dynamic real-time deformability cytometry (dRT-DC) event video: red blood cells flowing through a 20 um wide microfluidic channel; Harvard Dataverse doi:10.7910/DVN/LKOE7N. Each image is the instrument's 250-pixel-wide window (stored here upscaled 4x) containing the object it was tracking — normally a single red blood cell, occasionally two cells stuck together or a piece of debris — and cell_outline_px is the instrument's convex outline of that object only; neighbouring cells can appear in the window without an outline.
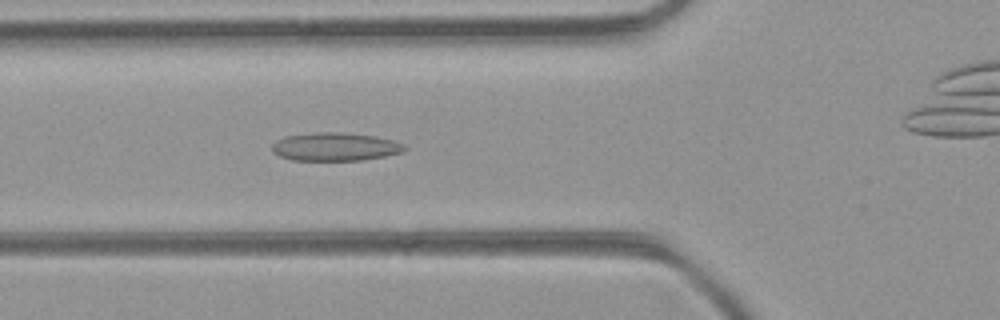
{"species": "common noctule bat (a hibernating species)", "species_latin": "Nyctalus noctula", "temperature_condition": "room temperature", "stored_images_in_passage": 35, "camera_frame_rate_fps": 3000, "um_per_image_px": 0.085, "animal": {"sex": "female", "body_mass_g": 21.9}, "frame": {"image": 1, "passage_image": 4, "time_ms": 1.0, "image_size_px": [1000, 320], "cell_outline_px": [[408, 148], [404, 152], [364, 160], [292, 160], [280, 156], [272, 152], [272, 144], [276, 140], [284, 136], [320, 132], [340, 132], [376, 136], [396, 140], [404, 144]], "centroid_in_image_um": [28.52, 12.47], "position_along_channel_um": 97.3, "area_um2": 22.02}}
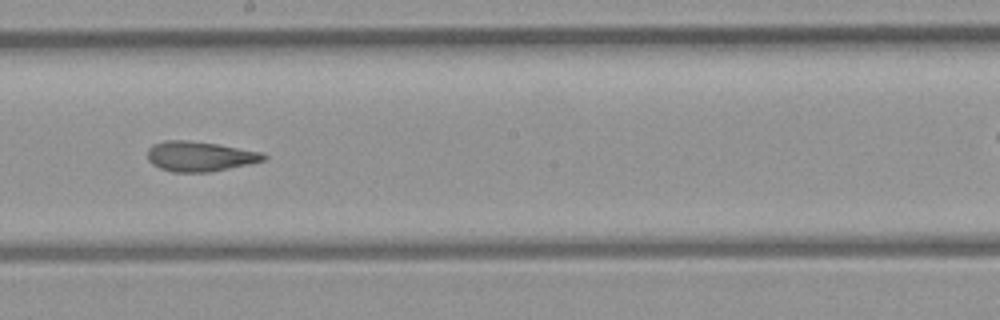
{"frame": {"image": 2, "passage_image": 13, "time_ms": 4.0, "image_size_px": [1000, 320], "cell_outline_px": [[268, 160], [212, 172], [172, 172], [160, 168], [152, 164], [148, 160], [148, 148], [152, 144], [164, 140], [188, 140], [216, 144], [264, 152], [268, 156]], "centroid_in_image_um": [17.01, 13.29], "position_along_channel_um": 231.2, "area_um2": 20.58}}
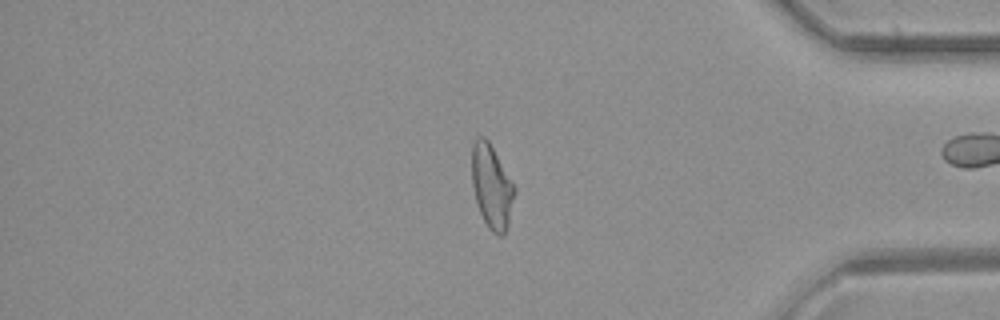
{"frame": {"image": 3, "passage_image": 26, "time_ms": 8.333, "image_size_px": [1000, 320], "cell_outline_px": [[516, 192], [508, 228], [504, 236], [496, 236], [488, 228], [480, 212], [476, 200], [472, 184], [472, 144], [476, 136], [484, 136], [488, 140], [516, 188]], "centroid_in_image_um": [41.81, 15.89], "position_along_channel_um": 393.4, "area_um2": 21.04}, "authors_computed_cell_mechanics": {"area_um2": 20.6924, "velocity_mm_per_s": 4.4423, "shape_relaxation_time_tau1_ms": null, "shape_relaxation_time_tau2_ms": 1.4179, "deformation_change_tau1": null, "deformation_change_tau2": 0.09}}